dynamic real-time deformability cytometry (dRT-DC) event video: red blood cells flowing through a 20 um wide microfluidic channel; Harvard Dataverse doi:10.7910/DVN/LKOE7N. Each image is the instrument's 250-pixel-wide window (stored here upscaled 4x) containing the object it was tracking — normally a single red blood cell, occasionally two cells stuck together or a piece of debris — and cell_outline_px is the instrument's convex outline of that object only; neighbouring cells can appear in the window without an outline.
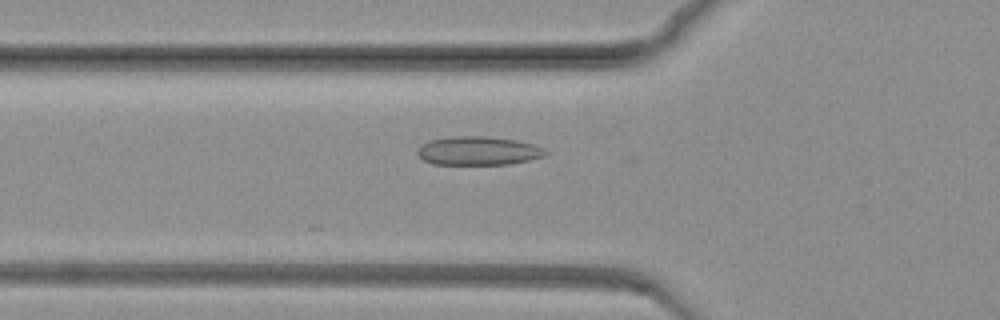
{"species": "common noctule bat (a hibernating species)", "species_latin": "Nyctalus noctula", "temperature_condition": "warm", "stored_images_in_passage": 78, "camera_frame_rate_fps": 3000, "um_per_image_px": 0.085, "animal": {"sex": "female", "body_mass_g": 19.3, "forearm_length_mm": 54.1}, "frame": {"image": 1, "passage_image": 25, "time_ms": 8.0, "image_size_px": [1000, 320], "cell_outline_px": [[548, 152], [544, 156], [528, 160], [508, 164], [432, 164], [424, 160], [416, 152], [424, 144], [432, 140], [452, 136], [484, 136], [516, 140], [532, 144], [544, 148]], "centroid_in_image_um": [40.67, 12.82], "position_along_channel_um": 85.1, "area_um2": 21.1}}
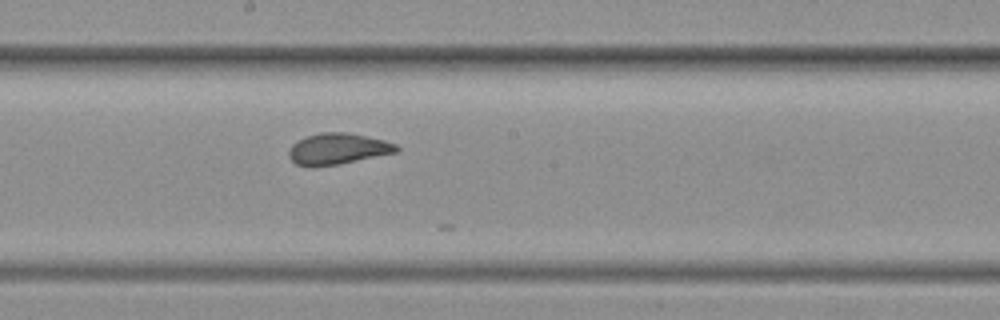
{"frame": {"image": 2, "passage_image": 41, "time_ms": 13.333, "image_size_px": [1000, 320], "cell_outline_px": [[400, 148], [396, 152], [336, 164], [296, 164], [288, 156], [288, 152], [292, 144], [308, 136], [320, 132], [344, 132], [384, 140], [396, 144]], "centroid_in_image_um": [28.72, 12.61], "position_along_channel_um": 219.5, "area_um2": 18.67}}
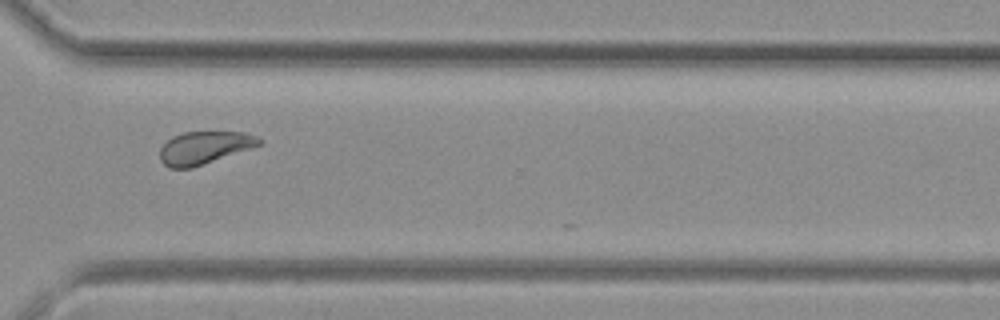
{"frame": {"image": 3, "passage_image": 57, "time_ms": 18.667, "image_size_px": [1000, 320], "cell_outline_px": [[260, 144], [252, 148], [192, 168], [168, 168], [160, 160], [160, 148], [172, 136], [184, 132], [244, 132], [256, 136], [260, 140]], "centroid_in_image_um": [17.34, 12.56], "position_along_channel_um": 353.3, "area_um2": 18.79}}